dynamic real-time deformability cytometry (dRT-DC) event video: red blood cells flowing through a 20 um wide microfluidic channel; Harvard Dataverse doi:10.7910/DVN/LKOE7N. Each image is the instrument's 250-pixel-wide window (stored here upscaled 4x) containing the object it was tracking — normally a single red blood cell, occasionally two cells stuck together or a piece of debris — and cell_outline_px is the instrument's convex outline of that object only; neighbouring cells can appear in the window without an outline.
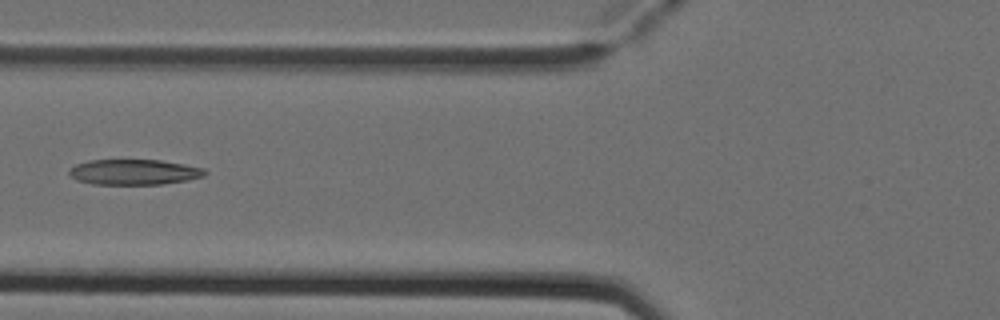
{"species": "Egyptian fruit bat (a non-hibernating species)", "species_latin": "Rousettus aegyptiacus", "temperature_condition": "cold", "stored_images_in_passage": 4, "camera_frame_rate_fps": 3000, "um_per_image_px": 0.085, "animal": {"sex": "female"}, "frame": {"image": 1, "passage_image": 4, "time_ms": 1.0, "image_size_px": [1000, 320], "cell_outline_px": [[208, 172], [204, 176], [188, 180], [160, 184], [92, 184], [76, 180], [68, 172], [68, 168], [76, 164], [88, 160], [160, 160], [184, 164], [204, 168]], "centroid_in_image_um": [11.38, 14.62], "position_along_channel_um": 114.4, "area_um2": 20.17}}